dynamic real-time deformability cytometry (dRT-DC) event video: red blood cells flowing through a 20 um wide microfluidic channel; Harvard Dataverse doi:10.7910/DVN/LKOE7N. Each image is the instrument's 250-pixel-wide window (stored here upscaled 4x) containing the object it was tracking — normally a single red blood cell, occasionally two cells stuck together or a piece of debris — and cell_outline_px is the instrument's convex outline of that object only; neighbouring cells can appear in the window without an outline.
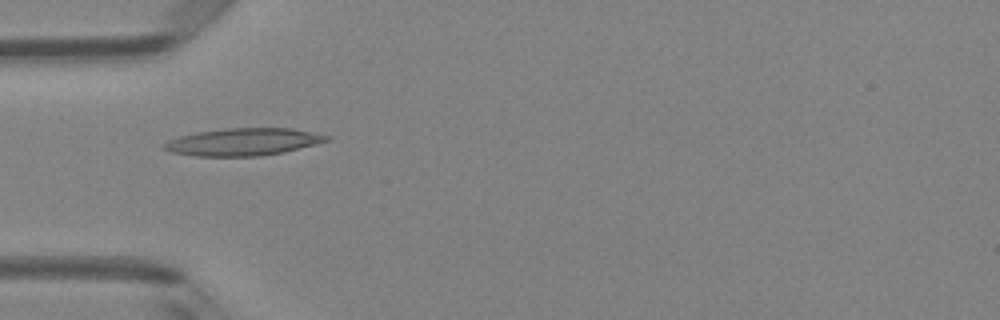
{"species": "Egyptian fruit bat (a non-hibernating species)", "species_latin": "Rousettus aegyptiacus", "temperature_condition": "room temperature", "stored_images_in_passage": 8, "camera_frame_rate_fps": 3000, "um_per_image_px": 0.085, "animal": {"sex": "female"}, "frame": {"image": 1, "passage_image": 5, "time_ms": 1.333, "image_size_px": [1000, 320], "cell_outline_px": [[332, 140], [284, 152], [260, 156], [196, 156], [172, 152], [160, 148], [168, 140], [180, 136], [196, 132], [224, 128], [292, 128], [312, 132], [328, 136]], "centroid_in_image_um": [20.67, 12.06], "position_along_channel_um": 64.3, "area_um2": 25.95}}
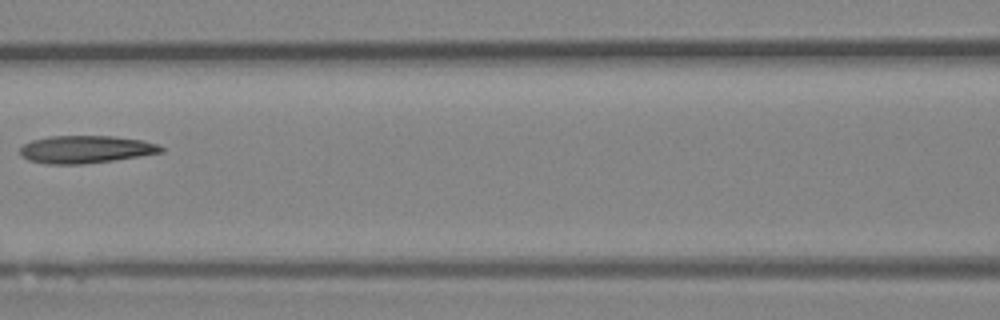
{"frame": {"image": 2, "passage_image": 7, "time_ms": 2.0, "image_size_px": [1000, 320], "cell_outline_px": [[164, 152], [140, 156], [112, 160], [80, 164], [44, 164], [28, 160], [20, 152], [20, 148], [24, 144], [32, 140], [48, 136], [112, 136], [144, 140], [156, 144], [164, 148]], "centroid_in_image_um": [7.29, 12.69], "position_along_channel_um": 159.3, "area_um2": 22.6}}
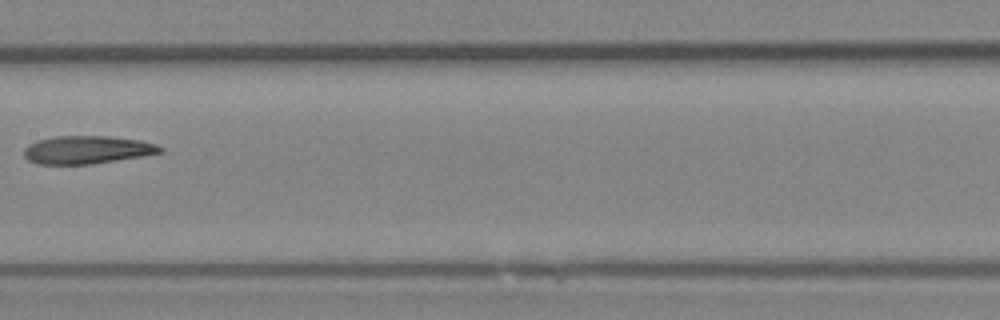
{"frame": {"image": 3, "passage_image": 8, "time_ms": 2.333, "image_size_px": [1000, 320], "cell_outline_px": [[164, 152], [144, 156], [92, 164], [36, 164], [28, 160], [24, 156], [24, 148], [28, 144], [36, 140], [56, 136], [108, 136], [140, 140], [156, 144], [164, 148]], "centroid_in_image_um": [7.41, 12.73], "position_along_channel_um": 200.0, "area_um2": 22.43}}